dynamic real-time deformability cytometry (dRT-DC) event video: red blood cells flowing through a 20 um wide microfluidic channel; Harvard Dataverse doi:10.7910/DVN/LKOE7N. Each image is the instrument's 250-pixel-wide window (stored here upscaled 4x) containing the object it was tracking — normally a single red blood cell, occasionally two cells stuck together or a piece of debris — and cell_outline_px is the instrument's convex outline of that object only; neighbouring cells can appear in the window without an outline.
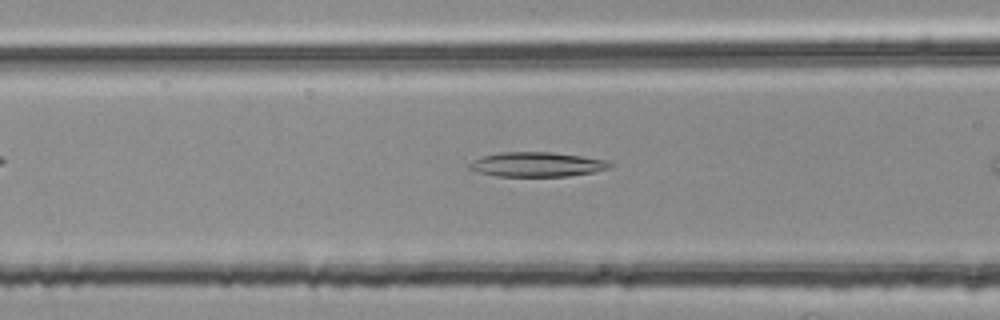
{"species": "common noctule bat (a hibernating species)", "species_latin": "Nyctalus noctula", "temperature_condition": "room temperature", "stored_images_in_passage": 8, "camera_frame_rate_fps": 3000, "um_per_image_px": 0.085, "animal": {"sex": "female", "body_mass_g": 25.1}, "frame": {"image": 1, "passage_image": 6, "time_ms": 1.667, "image_size_px": [1000, 320], "cell_outline_px": [[616, 164], [612, 168], [592, 172], [568, 176], [496, 176], [476, 172], [468, 168], [468, 164], [472, 160], [484, 156], [500, 152], [552, 152], [608, 160]], "centroid_in_image_um": [45.66, 13.98], "position_along_channel_um": 120.9, "area_um2": 20.29}}